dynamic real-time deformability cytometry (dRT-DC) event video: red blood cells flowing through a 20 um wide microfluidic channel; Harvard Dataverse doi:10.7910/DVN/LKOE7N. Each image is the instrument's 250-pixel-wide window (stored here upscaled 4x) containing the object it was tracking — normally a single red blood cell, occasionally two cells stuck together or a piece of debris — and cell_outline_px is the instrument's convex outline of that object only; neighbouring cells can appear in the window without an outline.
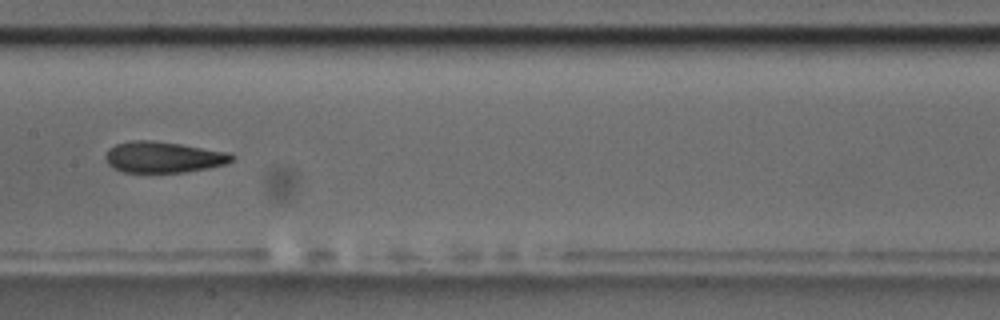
{"species": "common noctule bat (a hibernating species)", "species_latin": "Nyctalus noctula", "temperature_condition": "room temperature", "stored_images_in_passage": 6, "camera_frame_rate_fps": 3000, "um_per_image_px": 0.085, "animal": {"sex": "male", "body_mass_g": 17.5, "forearm_length_mm": 52.3}, "frame": {"image": 1, "passage_image": 4, "time_ms": 3.333, "image_size_px": [1000, 320], "cell_outline_px": [[236, 156], [232, 160], [224, 164], [208, 168], [184, 172], [124, 172], [112, 168], [108, 164], [104, 156], [108, 148], [116, 144], [132, 140], [152, 140], [180, 144], [228, 152]], "centroid_in_image_um": [13.85, 13.35], "position_along_channel_um": 193.6, "area_um2": 22.89}}
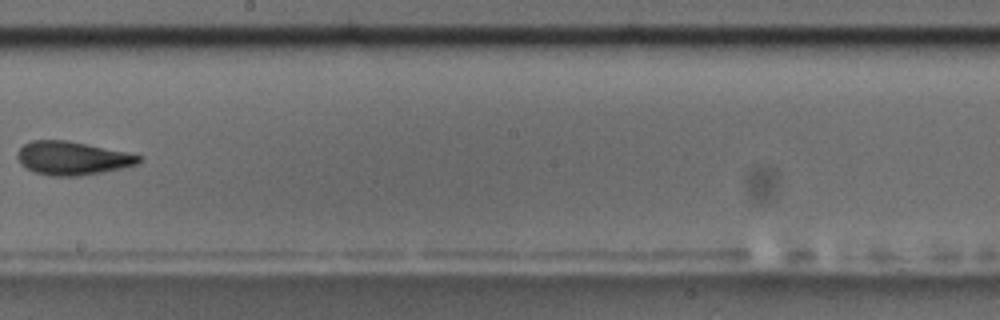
{"frame": {"image": 2, "passage_image": 5, "time_ms": 4.667, "image_size_px": [1000, 320], "cell_outline_px": [[140, 160], [136, 164], [124, 168], [76, 176], [52, 176], [36, 172], [20, 164], [16, 156], [16, 152], [24, 144], [32, 140], [68, 140], [124, 152], [140, 156]], "centroid_in_image_um": [6.09, 13.44], "position_along_channel_um": 242.1, "area_um2": 23.35}}
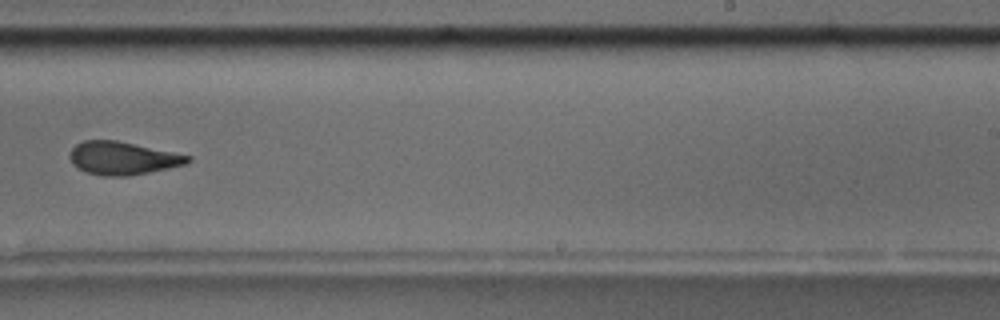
{"frame": {"image": 3, "passage_image": 6, "time_ms": 5.667, "image_size_px": [1000, 320], "cell_outline_px": [[192, 160], [184, 164], [168, 168], [128, 176], [100, 176], [84, 172], [72, 164], [68, 156], [72, 148], [76, 144], [84, 140], [116, 140], [192, 156]], "centroid_in_image_um": [10.38, 13.45], "position_along_channel_um": 278.6, "area_um2": 22.72}}